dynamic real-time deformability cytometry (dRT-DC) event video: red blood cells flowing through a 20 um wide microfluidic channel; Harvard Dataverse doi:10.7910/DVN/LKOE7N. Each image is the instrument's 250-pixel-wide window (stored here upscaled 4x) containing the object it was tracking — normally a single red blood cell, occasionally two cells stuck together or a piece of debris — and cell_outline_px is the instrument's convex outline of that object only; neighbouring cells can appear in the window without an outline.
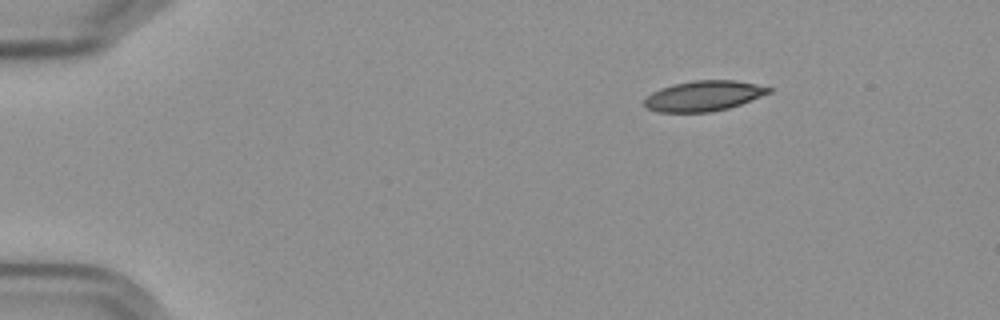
{"species": "Egyptian fruit bat (a non-hibernating species)", "species_latin": "Rousettus aegyptiacus", "temperature_condition": "cold", "stored_images_in_passage": 7, "camera_frame_rate_fps": 3000, "um_per_image_px": 0.085, "frame": {"image": 1, "passage_image": 1, "time_ms": 0.0, "image_size_px": [1000, 320], "cell_outline_px": [[772, 92], [740, 104], [728, 108], [712, 112], [656, 112], [648, 108], [644, 104], [644, 100], [652, 92], [660, 88], [692, 80], [736, 80], [756, 84], [772, 88]], "centroid_in_image_um": [59.82, 8.15], "position_along_channel_um": 25.2, "area_um2": 21.91}}
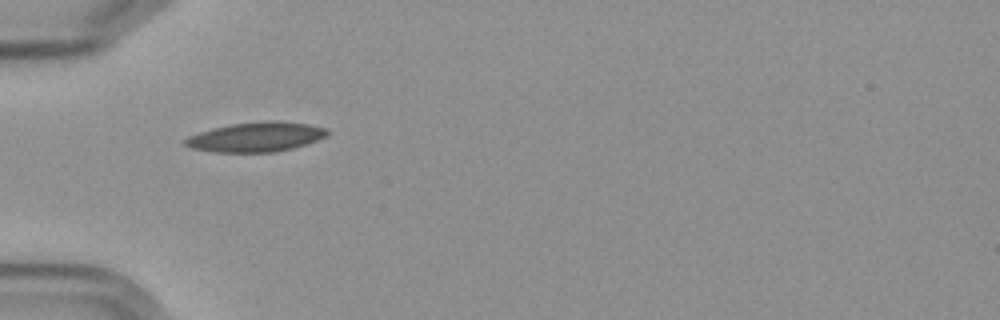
{"frame": {"image": 2, "passage_image": 4, "time_ms": 3.333, "image_size_px": [1000, 320], "cell_outline_px": [[328, 132], [324, 136], [316, 140], [292, 148], [272, 152], [212, 152], [192, 148], [184, 144], [184, 140], [188, 136], [212, 128], [232, 124], [264, 120], [280, 120], [308, 124], [328, 128]], "centroid_in_image_um": [21.74, 11.63], "position_along_channel_um": 63.3, "area_um2": 24.45}}
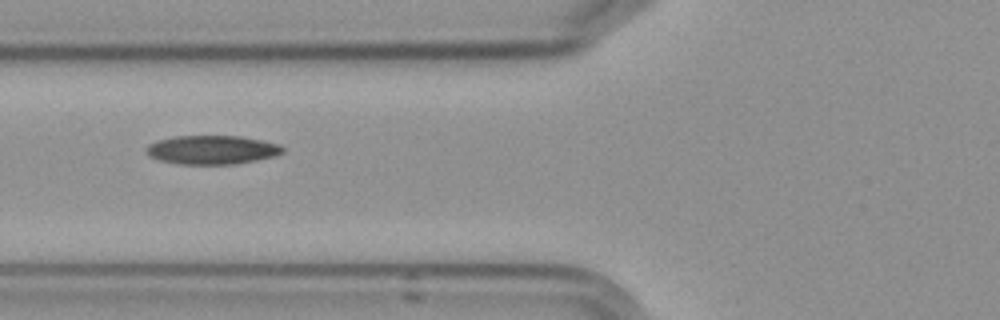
{"frame": {"image": 3, "passage_image": 5, "time_ms": 4.667, "image_size_px": [1000, 320], "cell_outline_px": [[284, 152], [272, 156], [256, 160], [236, 164], [180, 164], [160, 160], [148, 156], [144, 152], [144, 148], [148, 144], [156, 140], [172, 136], [240, 136], [264, 140], [280, 144], [284, 148]], "centroid_in_image_um": [17.98, 12.72], "position_along_channel_um": 107.8, "area_um2": 23.18}}